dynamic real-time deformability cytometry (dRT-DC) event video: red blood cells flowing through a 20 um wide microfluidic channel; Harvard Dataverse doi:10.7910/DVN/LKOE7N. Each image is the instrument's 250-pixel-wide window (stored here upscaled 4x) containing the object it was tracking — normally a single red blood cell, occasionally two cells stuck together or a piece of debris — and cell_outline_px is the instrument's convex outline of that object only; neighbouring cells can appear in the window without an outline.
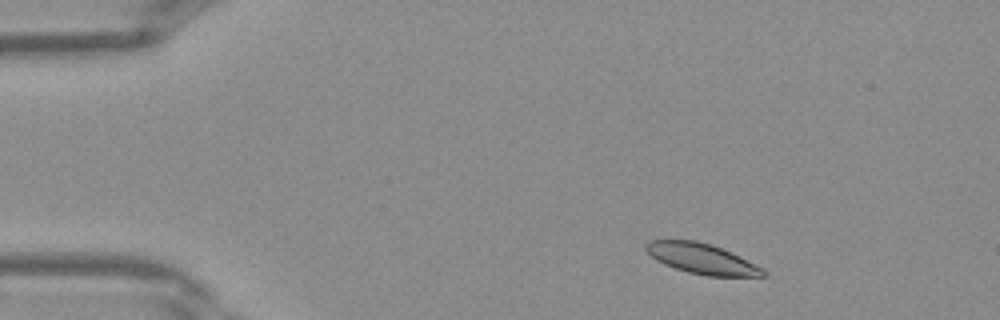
{"species": "Egyptian fruit bat (a non-hibernating species)", "species_latin": "Rousettus aegyptiacus", "temperature_condition": "warm", "stored_images_in_passage": 38, "camera_frame_rate_fps": 3000, "um_per_image_px": 0.085, "frame": {"image": 1, "passage_image": 4, "time_ms": 1.0, "image_size_px": [1000, 320], "cell_outline_px": [[768, 276], [708, 276], [688, 272], [664, 264], [656, 260], [644, 248], [644, 244], [648, 240], [696, 240], [712, 244], [764, 268], [768, 272]], "centroid_in_image_um": [59.65, 21.98], "position_along_channel_um": 25.3, "area_um2": 20.69}}
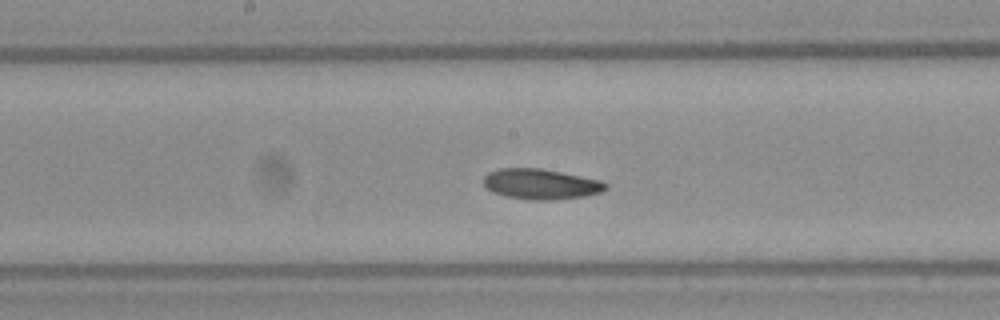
{"frame": {"image": 2, "passage_image": 19, "time_ms": 6.0, "image_size_px": [1000, 320], "cell_outline_px": [[608, 188], [600, 192], [584, 196], [552, 200], [528, 200], [508, 196], [492, 192], [484, 188], [484, 176], [488, 172], [500, 168], [540, 168], [604, 180], [608, 184]], "centroid_in_image_um": [45.98, 15.64], "position_along_channel_um": 202.2, "area_um2": 21.85}}
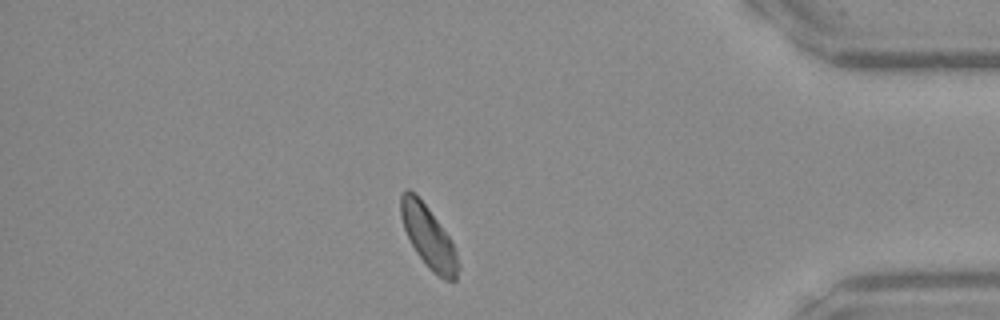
{"frame": {"image": 3, "passage_image": 33, "time_ms": 10.667, "image_size_px": [1000, 320], "cell_outline_px": [[460, 268], [456, 280], [444, 280], [436, 276], [428, 268], [416, 252], [404, 228], [400, 216], [400, 196], [404, 188], [408, 188], [416, 192], [452, 240], [460, 264]], "centroid_in_image_um": [36.42, 20.13], "position_along_channel_um": 398.8, "area_um2": 21.04}}